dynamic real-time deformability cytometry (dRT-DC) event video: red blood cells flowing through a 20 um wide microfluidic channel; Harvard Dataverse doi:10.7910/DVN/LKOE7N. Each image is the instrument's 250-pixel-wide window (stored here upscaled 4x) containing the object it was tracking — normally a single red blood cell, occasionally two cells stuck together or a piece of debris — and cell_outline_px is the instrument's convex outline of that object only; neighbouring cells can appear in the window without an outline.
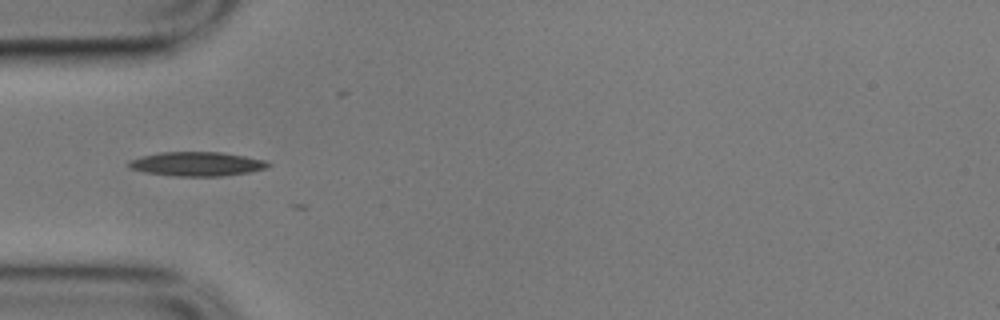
{"species": "common noctule bat (a hibernating species)", "species_latin": "Nyctalus noctula", "temperature_condition": "cold", "stored_images_in_passage": 19, "camera_frame_rate_fps": 3000, "um_per_image_px": 0.085, "animal": {"sex": "male", "body_mass_g": 17.9}, "frame": {"image": 1, "passage_image": 3, "time_ms": 0.667, "image_size_px": [1000, 320], "cell_outline_px": [[272, 164], [264, 168], [248, 172], [220, 176], [176, 176], [144, 172], [128, 168], [128, 160], [160, 152], [220, 152], [244, 156], [264, 160]], "centroid_in_image_um": [16.69, 13.93], "position_along_channel_um": 68.3, "area_um2": 19.42}}